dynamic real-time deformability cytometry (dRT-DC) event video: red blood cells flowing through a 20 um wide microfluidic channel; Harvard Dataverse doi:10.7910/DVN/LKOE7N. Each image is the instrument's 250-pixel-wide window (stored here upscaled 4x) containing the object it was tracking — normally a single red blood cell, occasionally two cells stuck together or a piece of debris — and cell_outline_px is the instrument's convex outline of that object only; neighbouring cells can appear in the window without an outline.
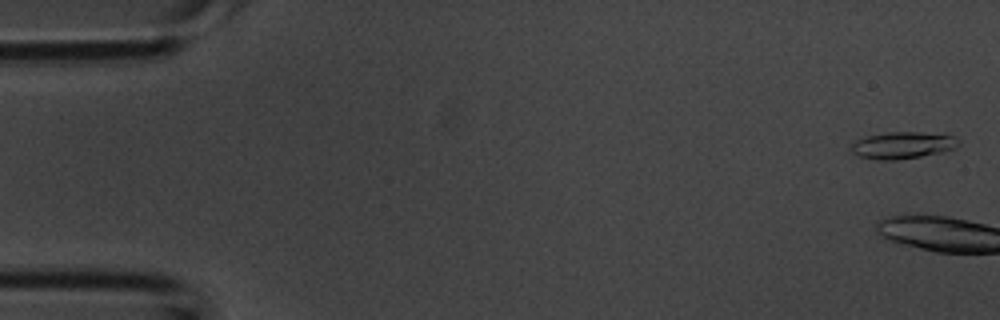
{"species": "common noctule bat (a hibernating species)", "species_latin": "Nyctalus noctula", "temperature_condition": "room temperature", "stored_images_in_passage": 3, "camera_frame_rate_fps": 3000, "um_per_image_px": 0.085, "animal": {"sex": "male", "body_mass_g": 20.1, "forearm_length_mm": 53.5}, "frame": {"image": 1, "passage_image": 1, "time_ms": 0.0, "image_size_px": [1000, 320], "cell_outline_px": [[960, 144], [956, 148], [944, 152], [896, 160], [876, 160], [860, 156], [852, 152], [848, 148], [848, 144], [856, 140], [868, 136], [888, 132], [944, 132], [952, 136]], "centroid_in_image_um": [76.73, 12.34], "position_along_channel_um": 8.3, "area_um2": 17.17}}